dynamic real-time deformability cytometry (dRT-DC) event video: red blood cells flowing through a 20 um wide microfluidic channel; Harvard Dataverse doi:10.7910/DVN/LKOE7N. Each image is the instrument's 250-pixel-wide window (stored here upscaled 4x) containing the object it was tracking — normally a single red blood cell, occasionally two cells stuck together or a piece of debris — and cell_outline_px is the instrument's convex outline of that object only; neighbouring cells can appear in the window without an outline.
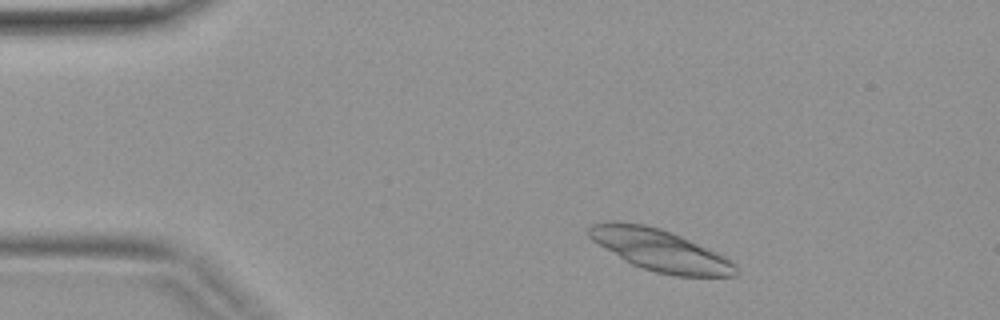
{"species": "common noctule bat (a hibernating species)", "species_latin": "Nyctalus noctula", "temperature_condition": "warm", "stored_images_in_passage": 3, "camera_frame_rate_fps": 3000, "um_per_image_px": 0.085, "animal": {"sex": "female", "body_mass_g": 19.9}, "frame": {"image": 1, "passage_image": 2, "time_ms": 0.333, "image_size_px": [1000, 320], "cell_outline_px": [[736, 276], [676, 276], [656, 272], [632, 264], [624, 260], [592, 240], [588, 236], [588, 228], [592, 224], [608, 220], [612, 220], [644, 224], [660, 228], [672, 232], [716, 252], [732, 260], [736, 264]], "centroid_in_image_um": [56.08, 21.25], "position_along_channel_um": 28.9, "area_um2": 35.49}}